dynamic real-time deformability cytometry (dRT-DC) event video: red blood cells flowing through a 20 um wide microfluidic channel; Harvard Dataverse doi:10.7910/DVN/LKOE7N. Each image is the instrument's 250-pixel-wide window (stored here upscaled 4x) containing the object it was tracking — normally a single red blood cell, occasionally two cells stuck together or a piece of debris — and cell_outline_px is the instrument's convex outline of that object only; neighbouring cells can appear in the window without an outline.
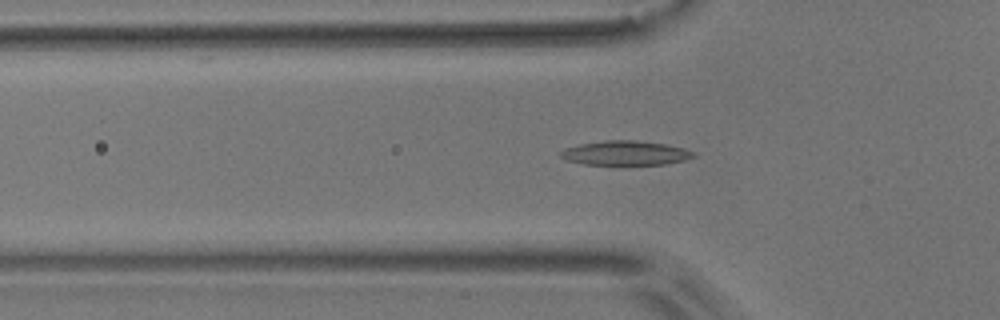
{"species": "common noctule bat (a hibernating species)", "species_latin": "Nyctalus noctula", "temperature_condition": "room temperature", "stored_images_in_passage": 45, "camera_frame_rate_fps": 3000, "um_per_image_px": 0.085, "animal": {"sex": "male", "body_mass_g": 17.9}, "frame": {"image": 1, "passage_image": 15, "time_ms": 4.667, "image_size_px": [1000, 320], "cell_outline_px": [[696, 156], [684, 160], [664, 164], [584, 164], [564, 160], [560, 156], [560, 152], [564, 148], [580, 144], [604, 140], [636, 140], [664, 144], [684, 148], [692, 152]], "centroid_in_image_um": [53.11, 13.0], "position_along_channel_um": 72.7, "area_um2": 18.73}}
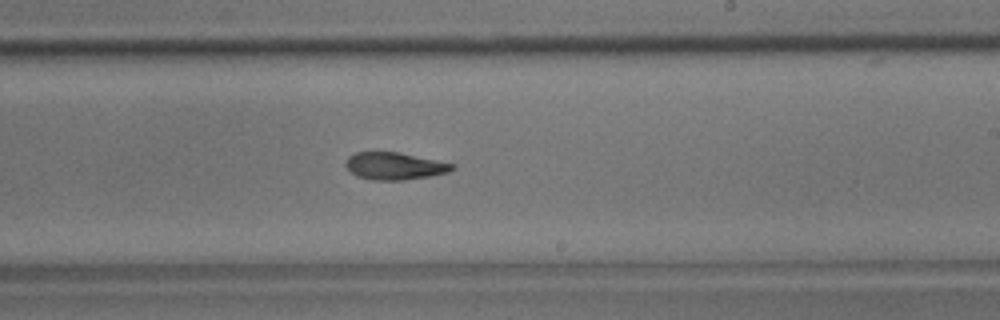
{"frame": {"image": 2, "passage_image": 30, "time_ms": 9.667, "image_size_px": [1000, 320], "cell_outline_px": [[456, 168], [448, 172], [432, 176], [404, 180], [372, 180], [356, 176], [344, 164], [348, 156], [356, 152], [400, 152], [456, 164]], "centroid_in_image_um": [33.57, 14.11], "position_along_channel_um": 255.4, "area_um2": 17.11}}
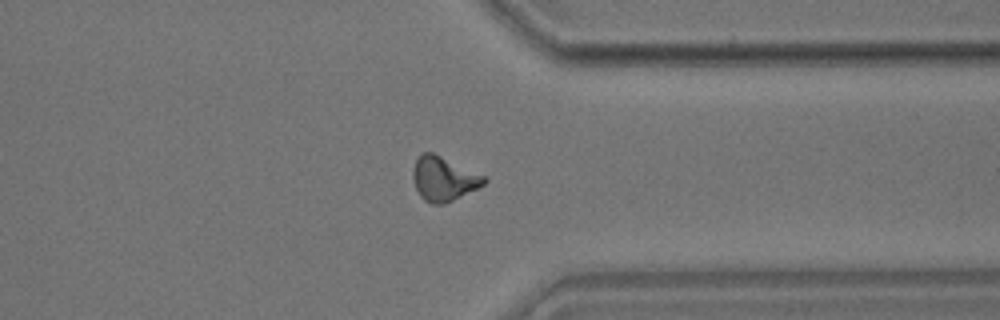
{"frame": {"image": 3, "passage_image": 40, "time_ms": 13.0, "image_size_px": [1000, 320], "cell_outline_px": [[488, 180], [484, 184], [444, 204], [432, 204], [424, 200], [420, 196], [416, 188], [412, 176], [412, 172], [416, 160], [424, 152], [432, 152], [484, 176]], "centroid_in_image_um": [37.67, 15.2], "position_along_channel_um": 373.7, "area_um2": 17.86}, "authors_computed_cell_mechanics": {"area_um2": 17.8602, "velocity_mm_per_s": 3.6468, "shape_relaxation_time_tau1_ms": 6.5561, "shape_relaxation_time_tau2_ms": null, "deformation_change_tau1": 0.1749, "deformation_change_tau2": null}}